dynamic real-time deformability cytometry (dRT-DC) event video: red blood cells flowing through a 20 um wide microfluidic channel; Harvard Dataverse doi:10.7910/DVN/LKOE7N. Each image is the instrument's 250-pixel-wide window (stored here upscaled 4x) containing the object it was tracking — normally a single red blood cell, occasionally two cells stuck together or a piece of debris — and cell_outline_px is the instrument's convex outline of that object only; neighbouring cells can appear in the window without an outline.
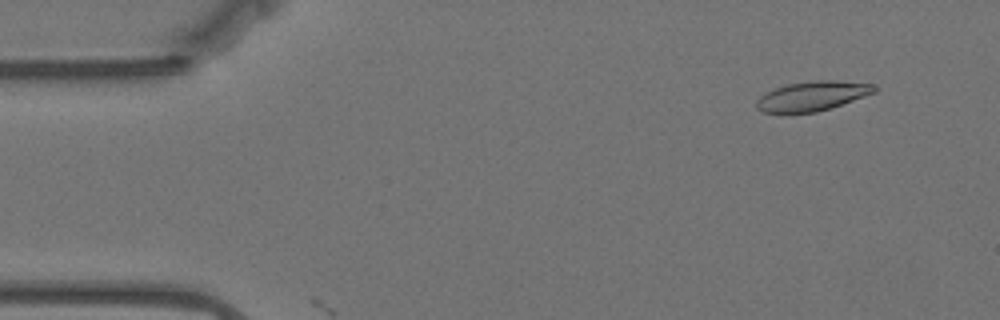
{"species": "Egyptian fruit bat (a non-hibernating species)", "species_latin": "Rousettus aegyptiacus", "temperature_condition": "warm", "stored_images_in_passage": 6, "camera_frame_rate_fps": 3000, "um_per_image_px": 0.085, "animal": {"sex": "female"}, "frame": {"image": 1, "passage_image": 5, "time_ms": 1.333, "image_size_px": [1000, 320], "cell_outline_px": [[876, 92], [832, 108], [816, 112], [764, 112], [756, 108], [756, 100], [764, 92], [788, 84], [812, 80], [836, 80], [872, 84], [876, 88]], "centroid_in_image_um": [69.04, 8.15], "position_along_channel_um": 16.0, "area_um2": 20.23}}